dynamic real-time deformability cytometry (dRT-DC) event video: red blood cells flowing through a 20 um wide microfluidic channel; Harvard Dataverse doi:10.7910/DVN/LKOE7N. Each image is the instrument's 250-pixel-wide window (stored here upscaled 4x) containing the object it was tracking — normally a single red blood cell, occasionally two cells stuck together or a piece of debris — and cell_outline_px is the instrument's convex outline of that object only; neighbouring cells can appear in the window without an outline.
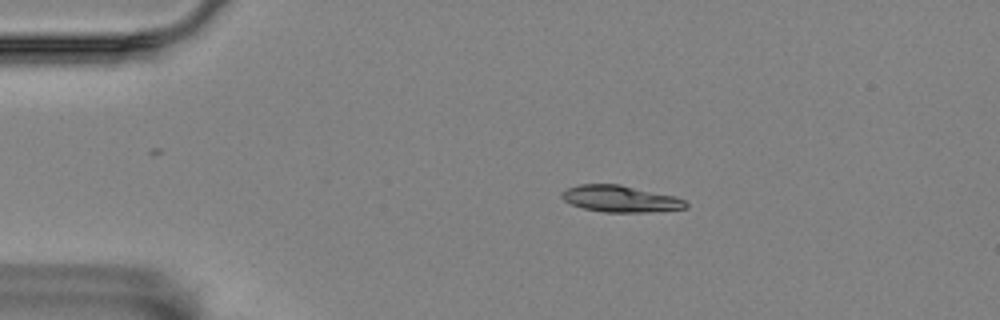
{"species": "Egyptian fruit bat (a non-hibernating species)", "species_latin": "Rousettus aegyptiacus", "temperature_condition": "room temperature", "stored_images_in_passage": 47, "camera_frame_rate_fps": 3000, "um_per_image_px": 0.085, "animal": {"sex": "female"}, "frame": {"image": 1, "passage_image": 1, "time_ms": 0.0, "image_size_px": [1000, 320], "cell_outline_px": [[688, 208], [648, 212], [604, 212], [584, 208], [572, 204], [564, 200], [560, 196], [568, 188], [580, 184], [620, 184], [672, 196], [684, 200], [688, 204]], "centroid_in_image_um": [52.73, 16.9], "position_along_channel_um": 32.3, "area_um2": 18.9}}
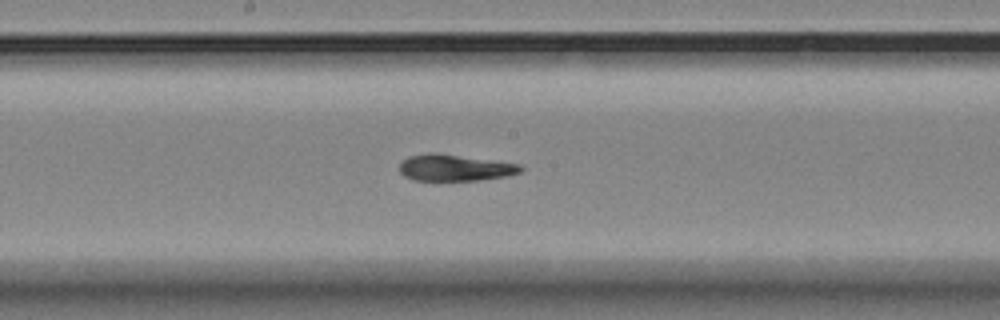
{"frame": {"image": 2, "passage_image": 20, "time_ms": 6.333, "image_size_px": [1000, 320], "cell_outline_px": [[524, 168], [520, 172], [508, 176], [480, 180], [412, 180], [404, 176], [400, 172], [400, 164], [408, 156], [432, 152], [436, 152], [496, 160], [520, 164]], "centroid_in_image_um": [38.69, 14.25], "position_along_channel_um": 209.5, "area_um2": 18.9}}
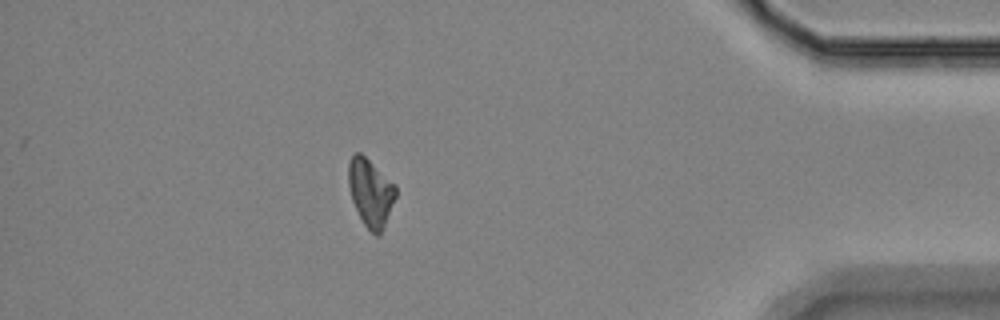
{"frame": {"image": 3, "passage_image": 40, "time_ms": 13.0, "image_size_px": [1000, 320], "cell_outline_px": [[396, 196], [384, 228], [380, 236], [376, 236], [364, 224], [352, 200], [348, 184], [348, 160], [356, 152], [360, 152], [396, 184]], "centroid_in_image_um": [31.51, 16.36], "position_along_channel_um": 403.7, "area_um2": 18.67}, "authors_computed_cell_mechanics": {"area_um2": 19.074, "velocity_mm_per_s": 3.5244, "shape_relaxation_time_tau1_ms": null, "shape_relaxation_time_tau2_ms": 3.04, "deformation_change_tau1": null, "deformation_change_tau2": 0.0631}}